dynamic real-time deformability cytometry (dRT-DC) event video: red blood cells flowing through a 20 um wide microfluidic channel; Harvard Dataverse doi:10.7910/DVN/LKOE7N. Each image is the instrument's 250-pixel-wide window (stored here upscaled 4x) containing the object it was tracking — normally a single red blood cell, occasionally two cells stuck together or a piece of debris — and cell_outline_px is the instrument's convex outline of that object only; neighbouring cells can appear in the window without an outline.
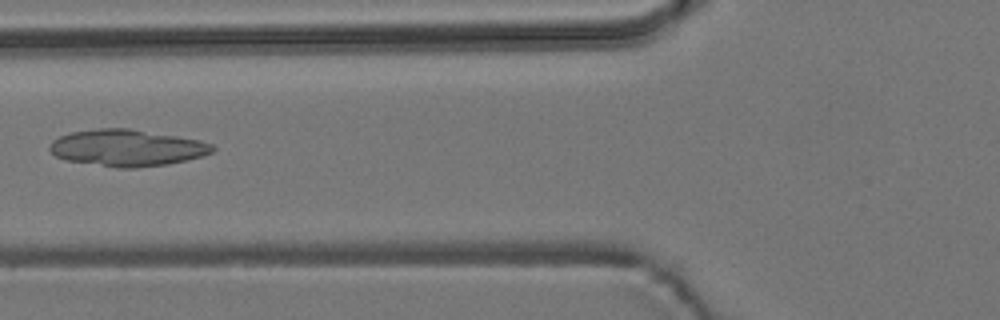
{"species": "common noctule bat (a hibernating species)", "species_latin": "Nyctalus noctula", "temperature_condition": "room temperature", "stored_images_in_passage": 5, "camera_frame_rate_fps": 3000, "um_per_image_px": 0.085, "animal": {"sex": "male", "body_mass_g": 19.2, "forearm_length_mm": 51.8}, "frame": {"image": 1, "passage_image": 5, "time_ms": 5.333, "image_size_px": [1000, 320], "cell_outline_px": [[216, 148], [212, 152], [204, 156], [168, 164], [136, 168], [120, 168], [64, 160], [56, 156], [48, 148], [52, 140], [60, 136], [72, 132], [100, 128], [128, 128], [200, 140], [212, 144]], "centroid_in_image_um": [10.8, 12.57], "position_along_channel_um": 115.0, "area_um2": 34.74}}